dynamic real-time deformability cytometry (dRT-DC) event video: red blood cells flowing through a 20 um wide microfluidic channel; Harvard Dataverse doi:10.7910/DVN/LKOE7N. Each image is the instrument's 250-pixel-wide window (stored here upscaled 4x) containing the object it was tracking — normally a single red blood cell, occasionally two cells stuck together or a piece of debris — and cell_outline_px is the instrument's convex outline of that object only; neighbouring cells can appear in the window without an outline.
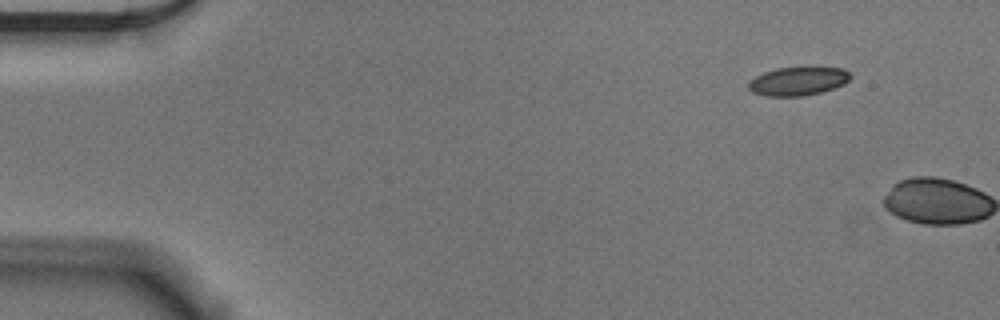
{"species": "Egyptian fruit bat (a non-hibernating species)", "species_latin": "Rousettus aegyptiacus", "temperature_condition": "cold", "stored_images_in_passage": 2, "camera_frame_rate_fps": 3000, "um_per_image_px": 0.085, "animal": {"sex": "male"}, "frame": {"image": 1, "passage_image": 1, "time_ms": 0.0, "image_size_px": [1000, 320], "cell_outline_px": [[852, 76], [844, 84], [820, 92], [800, 96], [768, 96], [752, 92], [748, 88], [748, 80], [764, 72], [776, 68], [804, 64], [816, 64], [844, 68]], "centroid_in_image_um": [67.86, 6.82], "position_along_channel_um": 17.1, "area_um2": 17.86}}